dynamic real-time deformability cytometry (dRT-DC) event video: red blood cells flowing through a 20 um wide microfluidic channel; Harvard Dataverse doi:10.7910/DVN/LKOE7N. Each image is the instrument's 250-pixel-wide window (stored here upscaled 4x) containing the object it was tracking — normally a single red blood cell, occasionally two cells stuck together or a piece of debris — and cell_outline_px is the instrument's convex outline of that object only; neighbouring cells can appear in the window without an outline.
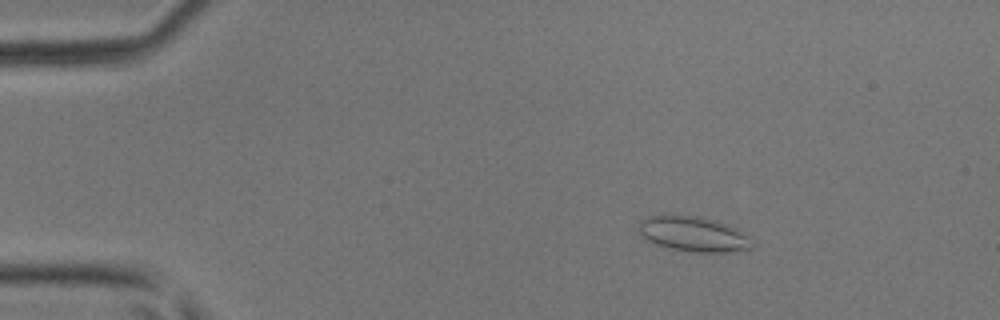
{"species": "common noctule bat (a hibernating species)", "species_latin": "Nyctalus noctula", "temperature_condition": "room temperature", "stored_images_in_passage": 14, "camera_frame_rate_fps": 3000, "um_per_image_px": 0.085, "animal": {"sex": "male", "body_mass_g": 17.9, "forearm_length_mm": 54.2}, "frame": {"image": 1, "passage_image": 8, "time_ms": 2.333, "image_size_px": [1000, 320], "cell_outline_px": [[756, 240], [752, 248], [724, 252], [692, 252], [672, 248], [656, 244], [640, 236], [640, 224], [648, 216], [696, 216], [720, 220], [736, 228]], "centroid_in_image_um": [59.04, 19.9], "position_along_channel_um": 26.0, "area_um2": 23.06}}